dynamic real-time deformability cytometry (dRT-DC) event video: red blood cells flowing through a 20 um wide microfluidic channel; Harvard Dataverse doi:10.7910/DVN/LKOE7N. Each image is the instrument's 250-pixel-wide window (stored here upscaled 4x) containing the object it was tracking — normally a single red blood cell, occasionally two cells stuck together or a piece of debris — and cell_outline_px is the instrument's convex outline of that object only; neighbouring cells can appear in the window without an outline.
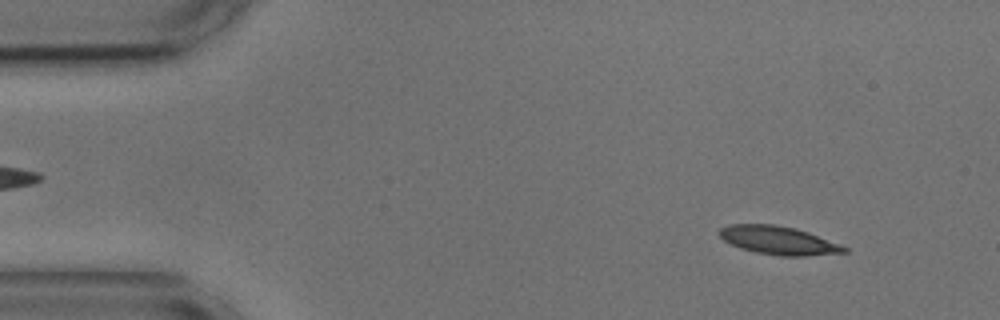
{"species": "common noctule bat (a hibernating species)", "species_latin": "Nyctalus noctula", "temperature_condition": "cold", "stored_images_in_passage": 55, "camera_frame_rate_fps": 3000, "um_per_image_px": 0.085, "animal": {"sex": "male", "body_mass_g": 17.9, "forearm_length_mm": 54.2}, "frame": {"image": 1, "passage_image": 5, "time_ms": 1.333, "image_size_px": [1000, 320], "cell_outline_px": [[848, 252], [808, 256], [780, 256], [756, 252], [740, 248], [724, 240], [716, 232], [720, 228], [728, 224], [772, 224], [796, 228], [808, 232], [840, 244], [848, 248]], "centroid_in_image_um": [66.16, 20.43], "position_along_channel_um": 18.8, "area_um2": 20.69}}
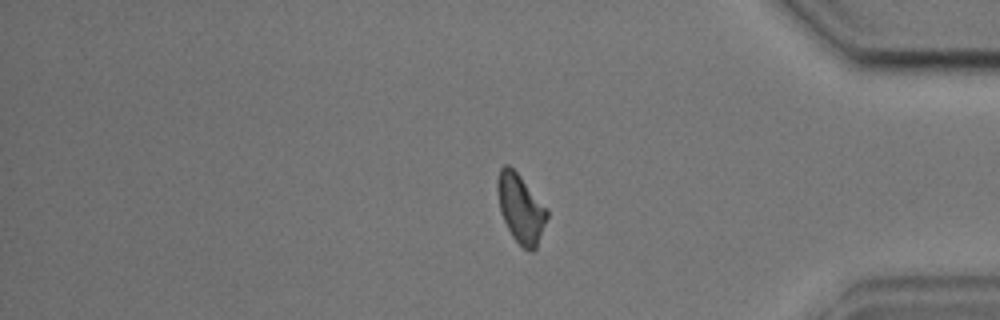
{"frame": {"image": 2, "passage_image": 45, "time_ms": 14.667, "image_size_px": [1000, 320], "cell_outline_px": [[548, 216], [536, 248], [532, 252], [524, 248], [512, 236], [500, 212], [496, 188], [496, 180], [500, 168], [504, 164], [508, 164], [520, 176], [548, 208]], "centroid_in_image_um": [44.25, 17.69], "position_along_channel_um": 391.0, "area_um2": 19.83}}
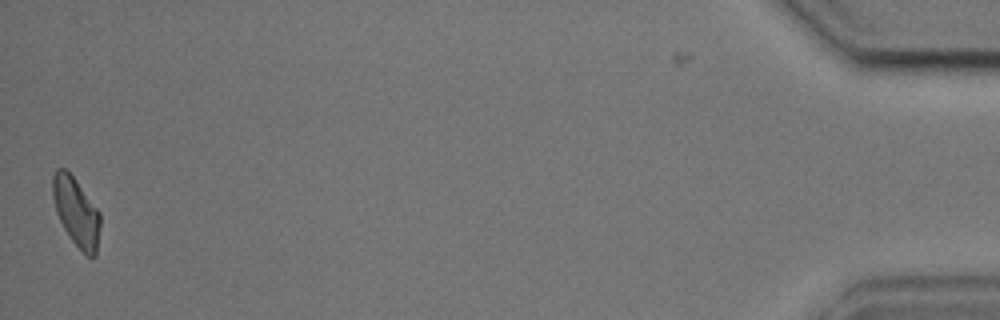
{"frame": {"image": 3, "passage_image": 54, "time_ms": 17.667, "image_size_px": [1000, 320], "cell_outline_px": [[100, 224], [96, 256], [88, 256], [72, 240], [64, 228], [56, 212], [52, 196], [52, 176], [56, 168], [64, 168], [76, 180], [100, 212]], "centroid_in_image_um": [6.47, 17.98], "position_along_channel_um": 428.7, "area_um2": 18.79}, "authors_computed_cell_mechanics": {"area_um2": 20.3456, "velocity_mm_per_s": 3.582, "shape_relaxation_time_tau1_ms": 9.967, "shape_relaxation_time_tau2_ms": null, "deformation_change_tau1": 0.1743, "deformation_change_tau2": null}}